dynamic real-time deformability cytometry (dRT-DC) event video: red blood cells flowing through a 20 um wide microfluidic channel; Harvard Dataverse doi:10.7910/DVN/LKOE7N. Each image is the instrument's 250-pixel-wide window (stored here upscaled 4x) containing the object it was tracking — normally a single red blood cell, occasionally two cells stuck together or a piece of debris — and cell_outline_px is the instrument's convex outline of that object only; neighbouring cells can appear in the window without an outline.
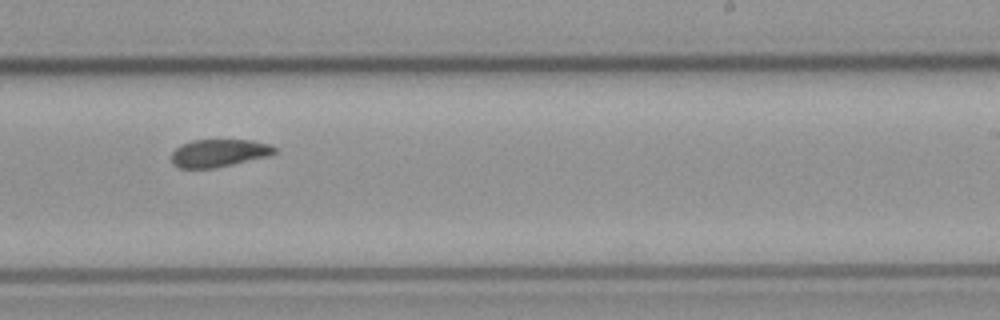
{"species": "common noctule bat (a hibernating species)", "species_latin": "Nyctalus noctula", "temperature_condition": "cold", "stored_images_in_passage": 9, "camera_frame_rate_fps": 3000, "um_per_image_px": 0.085, "animal": {"sex": "male", "body_mass_g": 23.1, "forearm_length_mm": 52.7}, "frame": {"image": 1, "passage_image": 9, "time_ms": 9.333, "image_size_px": [1000, 320], "cell_outline_px": [[276, 152], [268, 156], [216, 168], [180, 168], [172, 164], [172, 152], [180, 144], [192, 140], [252, 140], [268, 144], [276, 148]], "centroid_in_image_um": [18.58, 13.01], "position_along_channel_um": 270.4, "area_um2": 16.65}}